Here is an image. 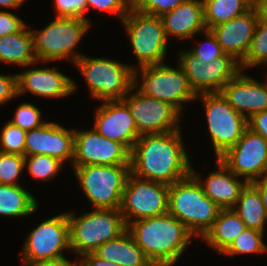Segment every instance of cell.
<instances>
[{
	"instance_id": "obj_16",
	"label": "cell",
	"mask_w": 267,
	"mask_h": 266,
	"mask_svg": "<svg viewBox=\"0 0 267 266\" xmlns=\"http://www.w3.org/2000/svg\"><path fill=\"white\" fill-rule=\"evenodd\" d=\"M71 165H130V152L121 143L100 135L94 128H74V158Z\"/></svg>"
},
{
	"instance_id": "obj_47",
	"label": "cell",
	"mask_w": 267,
	"mask_h": 266,
	"mask_svg": "<svg viewBox=\"0 0 267 266\" xmlns=\"http://www.w3.org/2000/svg\"><path fill=\"white\" fill-rule=\"evenodd\" d=\"M253 6L256 9L258 20L267 22V0H256Z\"/></svg>"
},
{
	"instance_id": "obj_31",
	"label": "cell",
	"mask_w": 267,
	"mask_h": 266,
	"mask_svg": "<svg viewBox=\"0 0 267 266\" xmlns=\"http://www.w3.org/2000/svg\"><path fill=\"white\" fill-rule=\"evenodd\" d=\"M63 166V162L49 155L25 156V167L29 175L40 181L53 179Z\"/></svg>"
},
{
	"instance_id": "obj_4",
	"label": "cell",
	"mask_w": 267,
	"mask_h": 266,
	"mask_svg": "<svg viewBox=\"0 0 267 266\" xmlns=\"http://www.w3.org/2000/svg\"><path fill=\"white\" fill-rule=\"evenodd\" d=\"M67 212L71 252L84 255L94 252L127 230L120 209H93L80 216Z\"/></svg>"
},
{
	"instance_id": "obj_37",
	"label": "cell",
	"mask_w": 267,
	"mask_h": 266,
	"mask_svg": "<svg viewBox=\"0 0 267 266\" xmlns=\"http://www.w3.org/2000/svg\"><path fill=\"white\" fill-rule=\"evenodd\" d=\"M184 1L185 0H132V9L160 17L172 11Z\"/></svg>"
},
{
	"instance_id": "obj_1",
	"label": "cell",
	"mask_w": 267,
	"mask_h": 266,
	"mask_svg": "<svg viewBox=\"0 0 267 266\" xmlns=\"http://www.w3.org/2000/svg\"><path fill=\"white\" fill-rule=\"evenodd\" d=\"M182 130L142 134L130 152V171L138 178L171 185L191 174Z\"/></svg>"
},
{
	"instance_id": "obj_11",
	"label": "cell",
	"mask_w": 267,
	"mask_h": 266,
	"mask_svg": "<svg viewBox=\"0 0 267 266\" xmlns=\"http://www.w3.org/2000/svg\"><path fill=\"white\" fill-rule=\"evenodd\" d=\"M183 50L178 53L177 63L182 67L196 95L220 93L221 89L241 71L240 62L232 55L224 54L207 63L189 50Z\"/></svg>"
},
{
	"instance_id": "obj_15",
	"label": "cell",
	"mask_w": 267,
	"mask_h": 266,
	"mask_svg": "<svg viewBox=\"0 0 267 266\" xmlns=\"http://www.w3.org/2000/svg\"><path fill=\"white\" fill-rule=\"evenodd\" d=\"M220 160L236 176L253 183L267 172V140L247 128Z\"/></svg>"
},
{
	"instance_id": "obj_45",
	"label": "cell",
	"mask_w": 267,
	"mask_h": 266,
	"mask_svg": "<svg viewBox=\"0 0 267 266\" xmlns=\"http://www.w3.org/2000/svg\"><path fill=\"white\" fill-rule=\"evenodd\" d=\"M30 266H83L81 258L80 260H74L71 261L69 258L67 259L66 257L56 259V260H48V261H41L34 263Z\"/></svg>"
},
{
	"instance_id": "obj_24",
	"label": "cell",
	"mask_w": 267,
	"mask_h": 266,
	"mask_svg": "<svg viewBox=\"0 0 267 266\" xmlns=\"http://www.w3.org/2000/svg\"><path fill=\"white\" fill-rule=\"evenodd\" d=\"M245 228V223L233 208L220 209L212 227L202 239L221 255Z\"/></svg>"
},
{
	"instance_id": "obj_35",
	"label": "cell",
	"mask_w": 267,
	"mask_h": 266,
	"mask_svg": "<svg viewBox=\"0 0 267 266\" xmlns=\"http://www.w3.org/2000/svg\"><path fill=\"white\" fill-rule=\"evenodd\" d=\"M9 122L22 130L29 131L44 125L46 120H42L40 109L34 104L26 102L16 108L13 118Z\"/></svg>"
},
{
	"instance_id": "obj_41",
	"label": "cell",
	"mask_w": 267,
	"mask_h": 266,
	"mask_svg": "<svg viewBox=\"0 0 267 266\" xmlns=\"http://www.w3.org/2000/svg\"><path fill=\"white\" fill-rule=\"evenodd\" d=\"M94 253L106 261L120 264L122 254V234L118 238L109 240L101 245L94 251Z\"/></svg>"
},
{
	"instance_id": "obj_26",
	"label": "cell",
	"mask_w": 267,
	"mask_h": 266,
	"mask_svg": "<svg viewBox=\"0 0 267 266\" xmlns=\"http://www.w3.org/2000/svg\"><path fill=\"white\" fill-rule=\"evenodd\" d=\"M234 211L238 214L247 228L264 232L267 211L262 202L258 188L253 183H247L241 191Z\"/></svg>"
},
{
	"instance_id": "obj_7",
	"label": "cell",
	"mask_w": 267,
	"mask_h": 266,
	"mask_svg": "<svg viewBox=\"0 0 267 266\" xmlns=\"http://www.w3.org/2000/svg\"><path fill=\"white\" fill-rule=\"evenodd\" d=\"M133 84L142 94L171 104L180 113H183L187 102L197 101V95L191 89L188 78L179 64L175 68L165 62L136 68Z\"/></svg>"
},
{
	"instance_id": "obj_3",
	"label": "cell",
	"mask_w": 267,
	"mask_h": 266,
	"mask_svg": "<svg viewBox=\"0 0 267 266\" xmlns=\"http://www.w3.org/2000/svg\"><path fill=\"white\" fill-rule=\"evenodd\" d=\"M220 209L192 174L169 185L168 212L197 238L212 227Z\"/></svg>"
},
{
	"instance_id": "obj_29",
	"label": "cell",
	"mask_w": 267,
	"mask_h": 266,
	"mask_svg": "<svg viewBox=\"0 0 267 266\" xmlns=\"http://www.w3.org/2000/svg\"><path fill=\"white\" fill-rule=\"evenodd\" d=\"M264 232L245 228L230 246L221 254V256L246 255V254H263L267 252V245L263 241Z\"/></svg>"
},
{
	"instance_id": "obj_43",
	"label": "cell",
	"mask_w": 267,
	"mask_h": 266,
	"mask_svg": "<svg viewBox=\"0 0 267 266\" xmlns=\"http://www.w3.org/2000/svg\"><path fill=\"white\" fill-rule=\"evenodd\" d=\"M248 128L267 140V110L260 111L247 119Z\"/></svg>"
},
{
	"instance_id": "obj_8",
	"label": "cell",
	"mask_w": 267,
	"mask_h": 266,
	"mask_svg": "<svg viewBox=\"0 0 267 266\" xmlns=\"http://www.w3.org/2000/svg\"><path fill=\"white\" fill-rule=\"evenodd\" d=\"M79 187L94 209H120L130 165L72 167Z\"/></svg>"
},
{
	"instance_id": "obj_13",
	"label": "cell",
	"mask_w": 267,
	"mask_h": 266,
	"mask_svg": "<svg viewBox=\"0 0 267 266\" xmlns=\"http://www.w3.org/2000/svg\"><path fill=\"white\" fill-rule=\"evenodd\" d=\"M169 185L129 174L122 194L120 212L126 225L168 212Z\"/></svg>"
},
{
	"instance_id": "obj_39",
	"label": "cell",
	"mask_w": 267,
	"mask_h": 266,
	"mask_svg": "<svg viewBox=\"0 0 267 266\" xmlns=\"http://www.w3.org/2000/svg\"><path fill=\"white\" fill-rule=\"evenodd\" d=\"M53 2L57 17H76L91 23L90 18L84 16L87 12L86 0H54Z\"/></svg>"
},
{
	"instance_id": "obj_6",
	"label": "cell",
	"mask_w": 267,
	"mask_h": 266,
	"mask_svg": "<svg viewBox=\"0 0 267 266\" xmlns=\"http://www.w3.org/2000/svg\"><path fill=\"white\" fill-rule=\"evenodd\" d=\"M75 65L95 100H122L134 85V69L137 67L132 64L83 55L74 62Z\"/></svg>"
},
{
	"instance_id": "obj_46",
	"label": "cell",
	"mask_w": 267,
	"mask_h": 266,
	"mask_svg": "<svg viewBox=\"0 0 267 266\" xmlns=\"http://www.w3.org/2000/svg\"><path fill=\"white\" fill-rule=\"evenodd\" d=\"M253 184L258 188L262 202L267 211V172L257 181L253 182Z\"/></svg>"
},
{
	"instance_id": "obj_10",
	"label": "cell",
	"mask_w": 267,
	"mask_h": 266,
	"mask_svg": "<svg viewBox=\"0 0 267 266\" xmlns=\"http://www.w3.org/2000/svg\"><path fill=\"white\" fill-rule=\"evenodd\" d=\"M196 99L203 103L213 150L216 158H220L248 128L247 118L238 113L221 93H203Z\"/></svg>"
},
{
	"instance_id": "obj_12",
	"label": "cell",
	"mask_w": 267,
	"mask_h": 266,
	"mask_svg": "<svg viewBox=\"0 0 267 266\" xmlns=\"http://www.w3.org/2000/svg\"><path fill=\"white\" fill-rule=\"evenodd\" d=\"M22 249L25 266L63 258V251H71L67 212L41 222L28 233Z\"/></svg>"
},
{
	"instance_id": "obj_19",
	"label": "cell",
	"mask_w": 267,
	"mask_h": 266,
	"mask_svg": "<svg viewBox=\"0 0 267 266\" xmlns=\"http://www.w3.org/2000/svg\"><path fill=\"white\" fill-rule=\"evenodd\" d=\"M58 68H31L17 73V96L27 92L45 98L67 97L77 89L71 77L60 72Z\"/></svg>"
},
{
	"instance_id": "obj_38",
	"label": "cell",
	"mask_w": 267,
	"mask_h": 266,
	"mask_svg": "<svg viewBox=\"0 0 267 266\" xmlns=\"http://www.w3.org/2000/svg\"><path fill=\"white\" fill-rule=\"evenodd\" d=\"M87 12L94 8L100 12H109L122 19L129 13L132 8V0H86Z\"/></svg>"
},
{
	"instance_id": "obj_42",
	"label": "cell",
	"mask_w": 267,
	"mask_h": 266,
	"mask_svg": "<svg viewBox=\"0 0 267 266\" xmlns=\"http://www.w3.org/2000/svg\"><path fill=\"white\" fill-rule=\"evenodd\" d=\"M17 96V74H0V105L8 103Z\"/></svg>"
},
{
	"instance_id": "obj_25",
	"label": "cell",
	"mask_w": 267,
	"mask_h": 266,
	"mask_svg": "<svg viewBox=\"0 0 267 266\" xmlns=\"http://www.w3.org/2000/svg\"><path fill=\"white\" fill-rule=\"evenodd\" d=\"M0 62L24 68L38 63L28 28L22 33L0 36Z\"/></svg>"
},
{
	"instance_id": "obj_23",
	"label": "cell",
	"mask_w": 267,
	"mask_h": 266,
	"mask_svg": "<svg viewBox=\"0 0 267 266\" xmlns=\"http://www.w3.org/2000/svg\"><path fill=\"white\" fill-rule=\"evenodd\" d=\"M160 17L167 39L172 36L185 41L206 30L203 0H185Z\"/></svg>"
},
{
	"instance_id": "obj_17",
	"label": "cell",
	"mask_w": 267,
	"mask_h": 266,
	"mask_svg": "<svg viewBox=\"0 0 267 266\" xmlns=\"http://www.w3.org/2000/svg\"><path fill=\"white\" fill-rule=\"evenodd\" d=\"M49 155L63 163L74 158V128L67 129L56 122L26 131L24 156Z\"/></svg>"
},
{
	"instance_id": "obj_27",
	"label": "cell",
	"mask_w": 267,
	"mask_h": 266,
	"mask_svg": "<svg viewBox=\"0 0 267 266\" xmlns=\"http://www.w3.org/2000/svg\"><path fill=\"white\" fill-rule=\"evenodd\" d=\"M39 208L37 199L21 185L0 184V215L26 217Z\"/></svg>"
},
{
	"instance_id": "obj_48",
	"label": "cell",
	"mask_w": 267,
	"mask_h": 266,
	"mask_svg": "<svg viewBox=\"0 0 267 266\" xmlns=\"http://www.w3.org/2000/svg\"><path fill=\"white\" fill-rule=\"evenodd\" d=\"M26 0H0V7L11 9H18L20 6L25 3Z\"/></svg>"
},
{
	"instance_id": "obj_40",
	"label": "cell",
	"mask_w": 267,
	"mask_h": 266,
	"mask_svg": "<svg viewBox=\"0 0 267 266\" xmlns=\"http://www.w3.org/2000/svg\"><path fill=\"white\" fill-rule=\"evenodd\" d=\"M29 26L16 14L0 10V36L22 33Z\"/></svg>"
},
{
	"instance_id": "obj_18",
	"label": "cell",
	"mask_w": 267,
	"mask_h": 266,
	"mask_svg": "<svg viewBox=\"0 0 267 266\" xmlns=\"http://www.w3.org/2000/svg\"><path fill=\"white\" fill-rule=\"evenodd\" d=\"M94 129L102 136L121 143L131 152L141 136L128 106L122 100H107L95 112Z\"/></svg>"
},
{
	"instance_id": "obj_22",
	"label": "cell",
	"mask_w": 267,
	"mask_h": 266,
	"mask_svg": "<svg viewBox=\"0 0 267 266\" xmlns=\"http://www.w3.org/2000/svg\"><path fill=\"white\" fill-rule=\"evenodd\" d=\"M217 170L211 171L207 179L191 167V174L198 180L207 197L221 209L233 208L246 186L245 180H240L221 160H216ZM239 178V179H238Z\"/></svg>"
},
{
	"instance_id": "obj_14",
	"label": "cell",
	"mask_w": 267,
	"mask_h": 266,
	"mask_svg": "<svg viewBox=\"0 0 267 266\" xmlns=\"http://www.w3.org/2000/svg\"><path fill=\"white\" fill-rule=\"evenodd\" d=\"M122 101L128 106L140 135L181 130L179 122L183 114L171 104L142 94L134 85Z\"/></svg>"
},
{
	"instance_id": "obj_30",
	"label": "cell",
	"mask_w": 267,
	"mask_h": 266,
	"mask_svg": "<svg viewBox=\"0 0 267 266\" xmlns=\"http://www.w3.org/2000/svg\"><path fill=\"white\" fill-rule=\"evenodd\" d=\"M265 64H267V22L258 20L248 54L240 66L244 71Z\"/></svg>"
},
{
	"instance_id": "obj_36",
	"label": "cell",
	"mask_w": 267,
	"mask_h": 266,
	"mask_svg": "<svg viewBox=\"0 0 267 266\" xmlns=\"http://www.w3.org/2000/svg\"><path fill=\"white\" fill-rule=\"evenodd\" d=\"M205 39L201 43L197 44V46H192L189 48V51L200 58L201 61H205L207 63L215 60V58L223 56L225 53L223 52L221 45L218 43L216 36L211 32V30H205L204 32Z\"/></svg>"
},
{
	"instance_id": "obj_9",
	"label": "cell",
	"mask_w": 267,
	"mask_h": 266,
	"mask_svg": "<svg viewBox=\"0 0 267 266\" xmlns=\"http://www.w3.org/2000/svg\"><path fill=\"white\" fill-rule=\"evenodd\" d=\"M121 23L129 36L137 68L166 61L168 39L161 17L131 8Z\"/></svg>"
},
{
	"instance_id": "obj_28",
	"label": "cell",
	"mask_w": 267,
	"mask_h": 266,
	"mask_svg": "<svg viewBox=\"0 0 267 266\" xmlns=\"http://www.w3.org/2000/svg\"><path fill=\"white\" fill-rule=\"evenodd\" d=\"M203 6L206 29L210 30L247 12L253 3L250 0H203Z\"/></svg>"
},
{
	"instance_id": "obj_44",
	"label": "cell",
	"mask_w": 267,
	"mask_h": 266,
	"mask_svg": "<svg viewBox=\"0 0 267 266\" xmlns=\"http://www.w3.org/2000/svg\"><path fill=\"white\" fill-rule=\"evenodd\" d=\"M81 261L83 266H122L118 263L100 258L94 252L82 255Z\"/></svg>"
},
{
	"instance_id": "obj_32",
	"label": "cell",
	"mask_w": 267,
	"mask_h": 266,
	"mask_svg": "<svg viewBox=\"0 0 267 266\" xmlns=\"http://www.w3.org/2000/svg\"><path fill=\"white\" fill-rule=\"evenodd\" d=\"M25 168V156L0 152V184L21 185L18 178Z\"/></svg>"
},
{
	"instance_id": "obj_21",
	"label": "cell",
	"mask_w": 267,
	"mask_h": 266,
	"mask_svg": "<svg viewBox=\"0 0 267 266\" xmlns=\"http://www.w3.org/2000/svg\"><path fill=\"white\" fill-rule=\"evenodd\" d=\"M265 80L261 83L241 70L220 93L238 113L248 119L267 110V77Z\"/></svg>"
},
{
	"instance_id": "obj_2",
	"label": "cell",
	"mask_w": 267,
	"mask_h": 266,
	"mask_svg": "<svg viewBox=\"0 0 267 266\" xmlns=\"http://www.w3.org/2000/svg\"><path fill=\"white\" fill-rule=\"evenodd\" d=\"M127 230L154 266L175 265L195 237L169 212L130 222Z\"/></svg>"
},
{
	"instance_id": "obj_5",
	"label": "cell",
	"mask_w": 267,
	"mask_h": 266,
	"mask_svg": "<svg viewBox=\"0 0 267 266\" xmlns=\"http://www.w3.org/2000/svg\"><path fill=\"white\" fill-rule=\"evenodd\" d=\"M90 28L91 23L85 19L56 17L41 30L29 29L38 63L66 59L74 64L84 55L75 51V47Z\"/></svg>"
},
{
	"instance_id": "obj_34",
	"label": "cell",
	"mask_w": 267,
	"mask_h": 266,
	"mask_svg": "<svg viewBox=\"0 0 267 266\" xmlns=\"http://www.w3.org/2000/svg\"><path fill=\"white\" fill-rule=\"evenodd\" d=\"M122 266H154L143 253L142 249L136 244L131 233L126 230L122 234Z\"/></svg>"
},
{
	"instance_id": "obj_20",
	"label": "cell",
	"mask_w": 267,
	"mask_h": 266,
	"mask_svg": "<svg viewBox=\"0 0 267 266\" xmlns=\"http://www.w3.org/2000/svg\"><path fill=\"white\" fill-rule=\"evenodd\" d=\"M258 23L254 6L230 21L215 25L210 30L216 36L225 54L232 55L240 63L248 54Z\"/></svg>"
},
{
	"instance_id": "obj_33",
	"label": "cell",
	"mask_w": 267,
	"mask_h": 266,
	"mask_svg": "<svg viewBox=\"0 0 267 266\" xmlns=\"http://www.w3.org/2000/svg\"><path fill=\"white\" fill-rule=\"evenodd\" d=\"M26 131L6 122L0 131V152L24 156Z\"/></svg>"
}]
</instances>
